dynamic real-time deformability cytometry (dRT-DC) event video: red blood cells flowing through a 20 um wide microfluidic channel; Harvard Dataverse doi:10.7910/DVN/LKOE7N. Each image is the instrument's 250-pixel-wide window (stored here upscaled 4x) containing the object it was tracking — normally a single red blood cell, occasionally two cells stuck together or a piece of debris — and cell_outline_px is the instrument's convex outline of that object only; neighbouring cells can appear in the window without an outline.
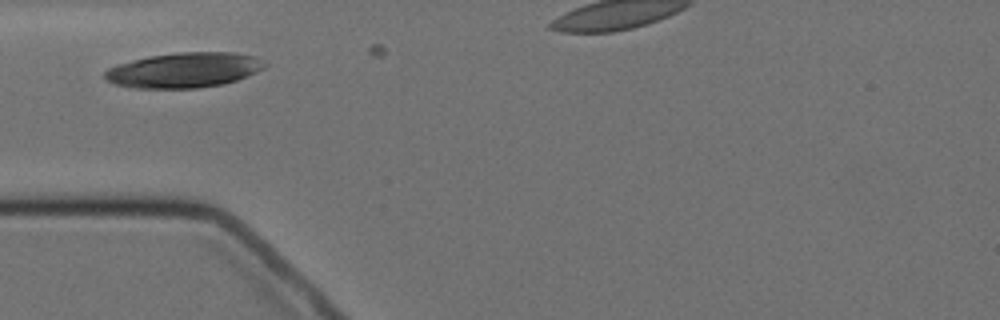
{"species": "Egyptian fruit bat (a non-hibernating species)", "species_latin": "Rousettus aegyptiacus", "temperature_condition": "cold", "stored_images_in_passage": 3, "camera_frame_rate_fps": 3000, "um_per_image_px": 0.085, "animal": {"sex": "female"}, "frame": {"image": 1, "passage_image": 1, "time_ms": 0.0, "image_size_px": [1000, 320], "cell_outline_px": [[268, 64], [264, 68], [256, 72], [236, 80], [224, 84], [196, 88], [132, 88], [112, 84], [104, 80], [104, 72], [108, 68], [132, 60], [148, 56], [180, 52], [236, 52], [256, 56]], "centroid_in_image_um": [15.64, 5.96], "position_along_channel_um": 69.4, "area_um2": 32.95}}